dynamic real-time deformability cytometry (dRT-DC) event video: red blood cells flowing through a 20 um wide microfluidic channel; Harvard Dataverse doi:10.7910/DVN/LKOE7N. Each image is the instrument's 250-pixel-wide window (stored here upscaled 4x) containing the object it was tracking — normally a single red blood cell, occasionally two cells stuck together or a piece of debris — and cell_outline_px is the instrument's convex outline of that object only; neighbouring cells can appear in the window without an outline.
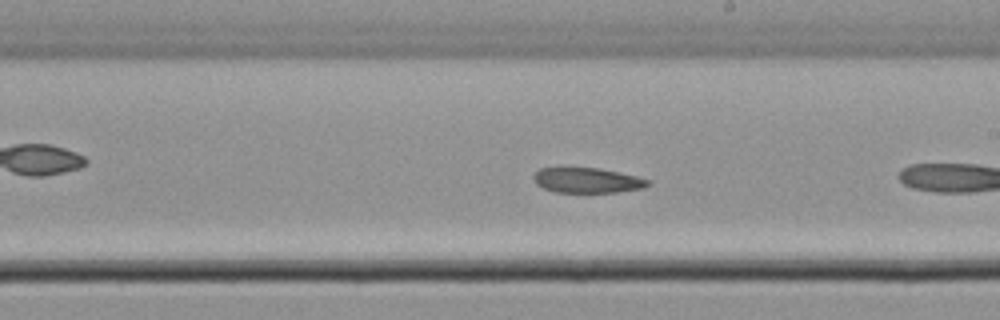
{"species": "common noctule bat (a hibernating species)", "species_latin": "Nyctalus noctula", "temperature_condition": "cold", "stored_images_in_passage": 16, "camera_frame_rate_fps": 3000, "um_per_image_px": 0.085, "animal": {"sex": "male", "body_mass_g": 21.5, "forearm_length_mm": 52.0}, "frame": {"image": 1, "passage_image": 14, "time_ms": 4.333, "image_size_px": [1000, 320], "cell_outline_px": [[652, 184], [644, 188], [616, 192], [556, 192], [544, 188], [536, 184], [532, 176], [540, 168], [596, 168], [636, 176], [648, 180]], "centroid_in_image_um": [49.91, 15.33], "position_along_channel_um": 239.1, "area_um2": 16.53}}